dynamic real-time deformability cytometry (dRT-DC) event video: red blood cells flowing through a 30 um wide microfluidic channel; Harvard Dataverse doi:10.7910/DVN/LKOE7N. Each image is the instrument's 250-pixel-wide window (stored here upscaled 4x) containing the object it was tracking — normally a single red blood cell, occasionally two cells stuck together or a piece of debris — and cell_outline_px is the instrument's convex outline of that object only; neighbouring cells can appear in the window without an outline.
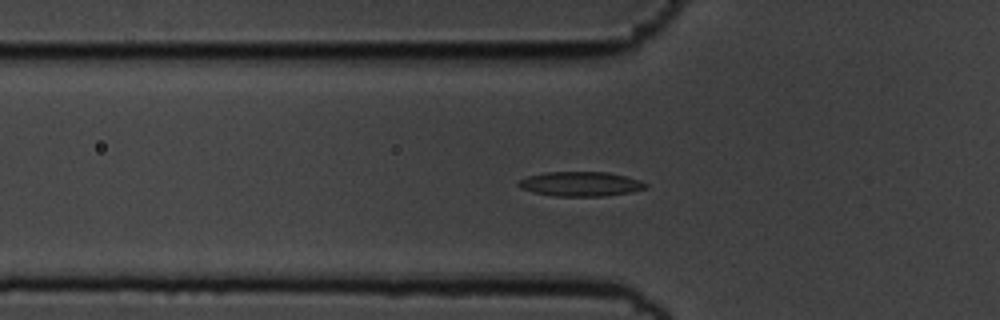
{"species": "common noctule bat (a hibernating species)", "species_latin": "Nyctalus noctula", "temperature_condition": "cold", "stored_images_in_passage": 34, "camera_frame_rate_fps": 3000, "um_per_image_px": 0.085, "animal": {"sex": "male", "body_mass_g": 19.5, "forearm_length_mm": 54.6}, "frame": {"image": 1, "passage_image": 19, "time_ms": 6.0, "image_size_px": [1000, 320], "cell_outline_px": [[648, 188], [632, 192], [604, 196], [556, 196], [532, 192], [520, 188], [516, 184], [520, 180], [528, 176], [544, 172], [608, 172], [640, 180], [648, 184]], "centroid_in_image_um": [49.36, 15.64], "position_along_channel_um": 76.4, "area_um2": 18.26}}
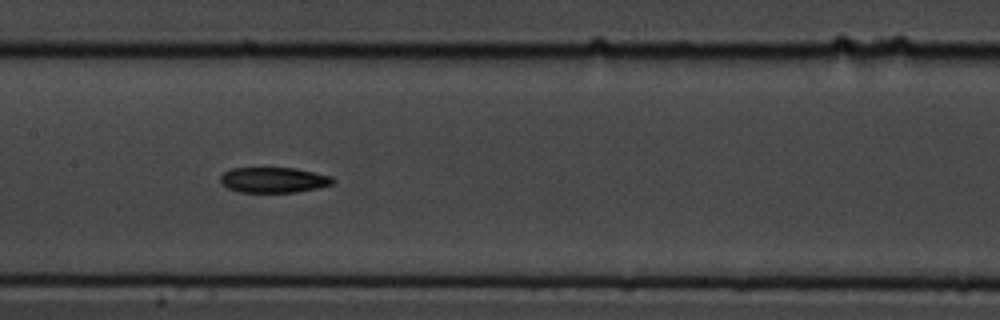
{"frame": {"image": 2, "passage_image": 28, "time_ms": 9.0, "image_size_px": [1000, 320], "cell_outline_px": [[336, 180], [332, 184], [320, 188], [296, 192], [240, 192], [228, 188], [220, 184], [220, 176], [224, 172], [232, 168], [296, 168], [332, 176]], "centroid_in_image_um": [23.27, 15.3], "position_along_channel_um": 184.1, "area_um2": 16.82}}
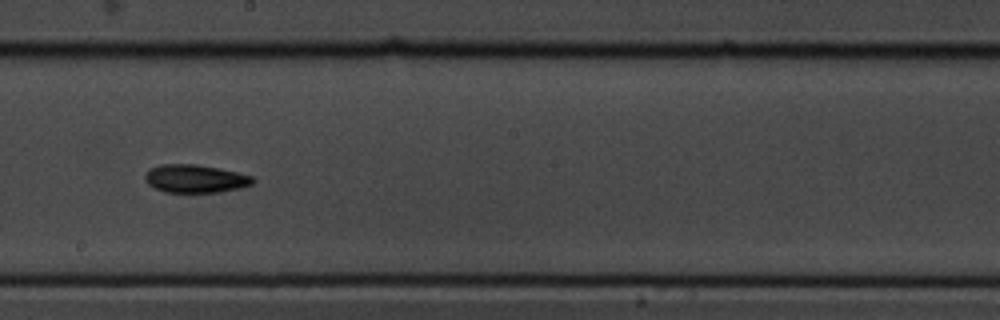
{"frame": {"image": 3, "passage_image": 32, "time_ms": 10.333, "image_size_px": [1000, 320], "cell_outline_px": [[256, 180], [252, 184], [240, 188], [220, 192], [164, 192], [148, 184], [144, 176], [148, 168], [160, 164], [196, 164], [236, 172], [252, 176]], "centroid_in_image_um": [16.58, 15.18], "position_along_channel_um": 231.6, "area_um2": 17.63}}